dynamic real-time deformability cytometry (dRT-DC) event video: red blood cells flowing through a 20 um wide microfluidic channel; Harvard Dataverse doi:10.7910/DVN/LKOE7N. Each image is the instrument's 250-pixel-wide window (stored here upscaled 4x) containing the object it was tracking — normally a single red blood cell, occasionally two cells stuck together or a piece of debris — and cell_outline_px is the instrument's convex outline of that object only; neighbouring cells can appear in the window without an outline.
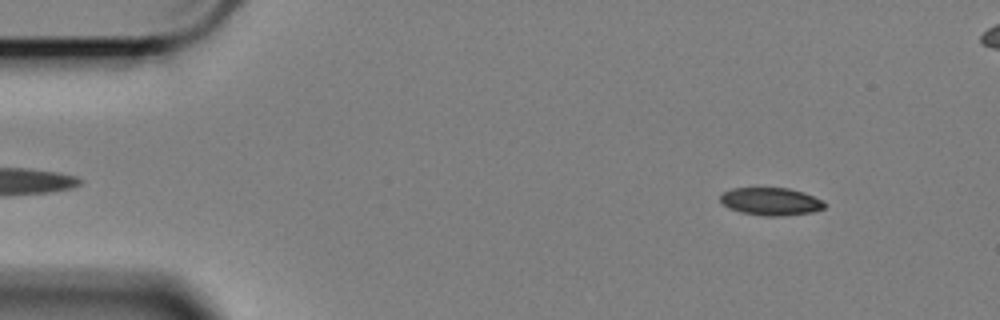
{"species": "Egyptian fruit bat (a non-hibernating species)", "species_latin": "Rousettus aegyptiacus", "temperature_condition": "cold", "stored_images_in_passage": 58, "segment_of_instrument_passage": [1, 2], "camera_frame_rate_fps": 3000, "um_per_image_px": 0.085, "animal": {"sex": "female"}, "frame": {"image": 1, "passage_image": 5, "time_ms": 1.333, "image_size_px": [1000, 320], "cell_outline_px": [[824, 208], [812, 212], [780, 216], [764, 216], [740, 212], [728, 208], [720, 200], [720, 196], [724, 192], [732, 188], [788, 188], [804, 192], [824, 200]], "centroid_in_image_um": [65.53, 17.12], "position_along_channel_um": 19.5, "area_um2": 16.82}}
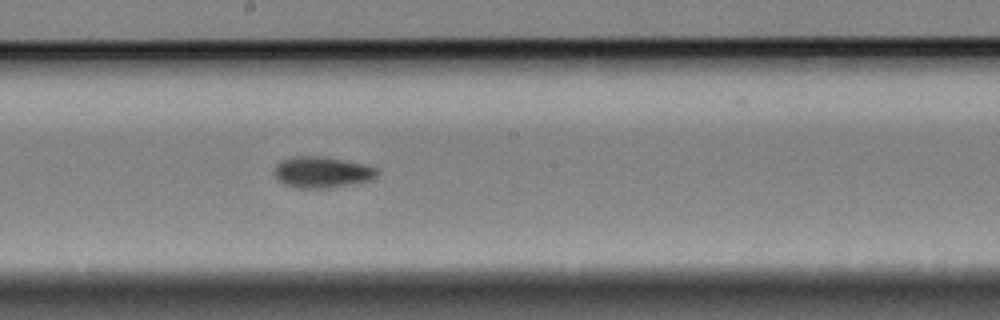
{"frame": {"image": 2, "passage_image": 30, "time_ms": 9.667, "image_size_px": [1000, 320], "cell_outline_px": [[380, 172], [372, 180], [328, 188], [296, 188], [284, 184], [276, 180], [272, 172], [276, 164], [280, 160], [292, 156], [324, 156], [364, 164], [376, 168]], "centroid_in_image_um": [27.32, 14.63], "position_along_channel_um": 220.9, "area_um2": 19.02}}
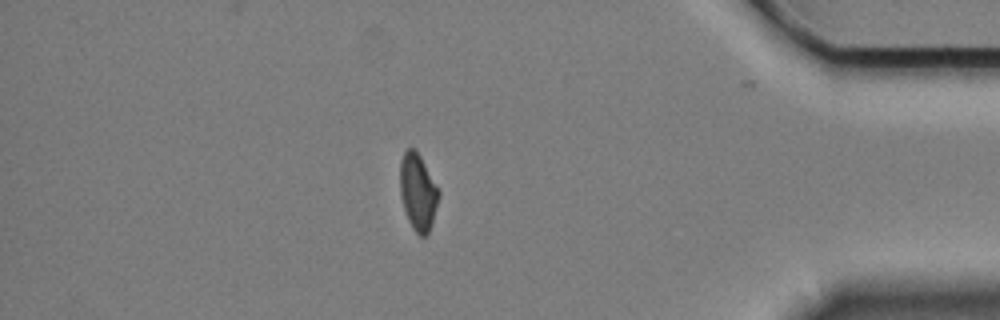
{"frame": {"image": 3, "passage_image": 49, "time_ms": 16.0, "image_size_px": [1000, 320], "cell_outline_px": [[440, 196], [432, 224], [428, 232], [424, 236], [420, 236], [412, 228], [408, 220], [404, 208], [400, 192], [400, 160], [404, 152], [408, 148], [412, 148], [420, 156], [440, 188]], "centroid_in_image_um": [35.54, 16.32], "position_along_channel_um": 399.7, "area_um2": 17.4}}